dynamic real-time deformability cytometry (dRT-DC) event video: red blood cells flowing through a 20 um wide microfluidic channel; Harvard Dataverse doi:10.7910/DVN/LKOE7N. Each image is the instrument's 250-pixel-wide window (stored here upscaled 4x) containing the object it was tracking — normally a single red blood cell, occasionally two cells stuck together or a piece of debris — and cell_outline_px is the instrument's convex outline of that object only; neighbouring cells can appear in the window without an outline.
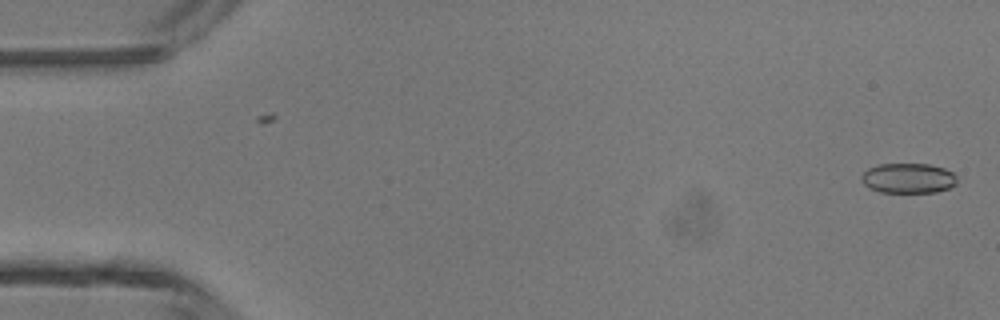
{"species": "common noctule bat (a hibernating species)", "species_latin": "Nyctalus noctula", "temperature_condition": "room temperature", "stored_images_in_passage": 47, "camera_frame_rate_fps": 3000, "um_per_image_px": 0.085, "animal": {"sex": "male", "body_mass_g": 13.3}, "frame": {"image": 1, "passage_image": 1, "time_ms": 0.0, "image_size_px": [1000, 320], "cell_outline_px": [[956, 184], [948, 188], [936, 192], [880, 192], [868, 188], [860, 180], [860, 176], [868, 168], [876, 164], [928, 164], [944, 168], [952, 172], [956, 176]], "centroid_in_image_um": [77.16, 15.14], "position_along_channel_um": 7.8, "area_um2": 16.82}}
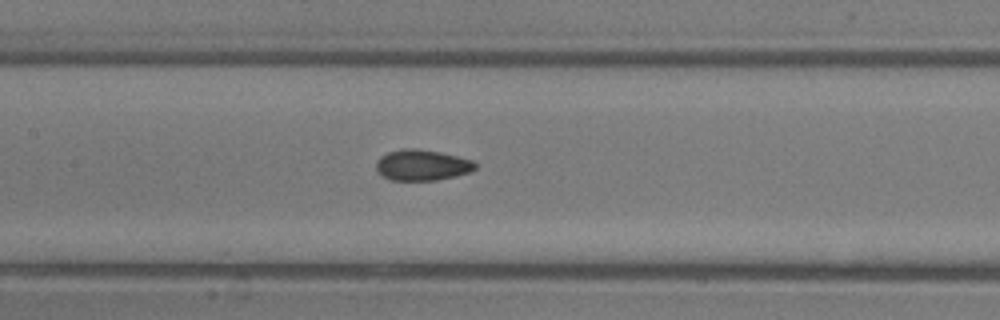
{"frame": {"image": 2, "passage_image": 22, "time_ms": 7.0, "image_size_px": [1000, 320], "cell_outline_px": [[476, 168], [468, 172], [456, 176], [436, 180], [392, 180], [380, 176], [376, 172], [376, 160], [380, 156], [388, 152], [404, 148], [416, 148], [440, 152], [472, 160], [476, 164]], "centroid_in_image_um": [35.82, 14.03], "position_along_channel_um": 171.6, "area_um2": 17.92}}
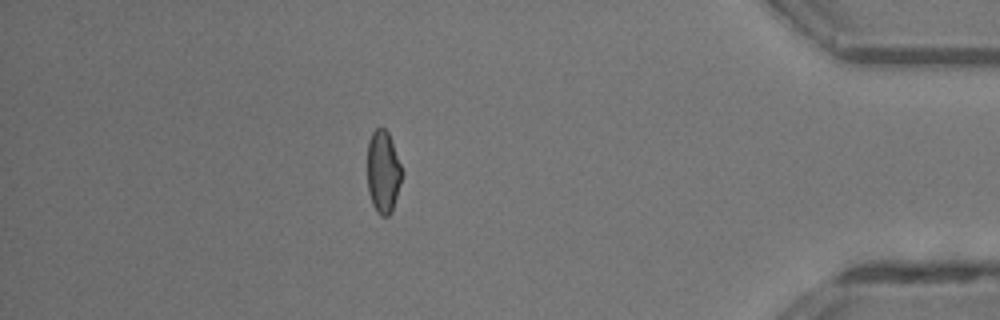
{"frame": {"image": 3, "passage_image": 41, "time_ms": 13.333, "image_size_px": [1000, 320], "cell_outline_px": [[404, 172], [392, 212], [388, 216], [380, 216], [376, 212], [372, 204], [368, 192], [368, 140], [372, 132], [376, 128], [384, 128], [388, 132]], "centroid_in_image_um": [32.58, 14.63], "position_along_channel_um": 402.6, "area_um2": 16.82}, "authors_computed_cell_mechanics": {"area_um2": 17.4556, "velocity_mm_per_s": 4.3864, "shape_relaxation_time_tau1_ms": null, "shape_relaxation_time_tau2_ms": 1.3232, "deformation_change_tau1": null, "deformation_change_tau2": 0.0586}}